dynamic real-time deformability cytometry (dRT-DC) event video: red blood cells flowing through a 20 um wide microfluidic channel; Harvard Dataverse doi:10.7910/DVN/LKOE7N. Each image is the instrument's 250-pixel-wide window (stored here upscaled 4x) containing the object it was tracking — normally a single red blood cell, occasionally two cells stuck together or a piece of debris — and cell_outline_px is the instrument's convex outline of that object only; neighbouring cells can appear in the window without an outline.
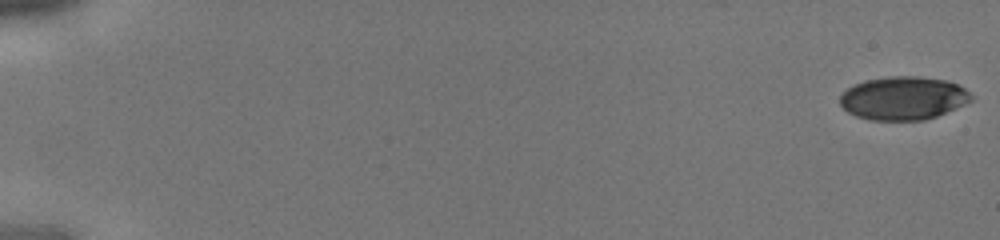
{"species": "human", "species_latin": "Homo sapiens", "temperature_condition": "cold", "stored_images_in_passage": 43, "camera_frame_rate_fps": 3000, "um_per_image_px": 0.085, "donor": {"sex": "male"}, "frame": {"image": 1, "passage_image": 1, "time_ms": 0.0, "image_size_px": [1000, 240], "cell_outline_px": [[972, 100], [964, 104], [936, 116], [924, 120], [868, 120], [856, 116], [848, 112], [840, 104], [840, 96], [848, 88], [864, 80], [892, 76], [916, 76], [948, 80], [960, 84], [972, 96]], "centroid_in_image_um": [76.78, 8.34], "position_along_channel_um": 8.2, "area_um2": 33.06}}
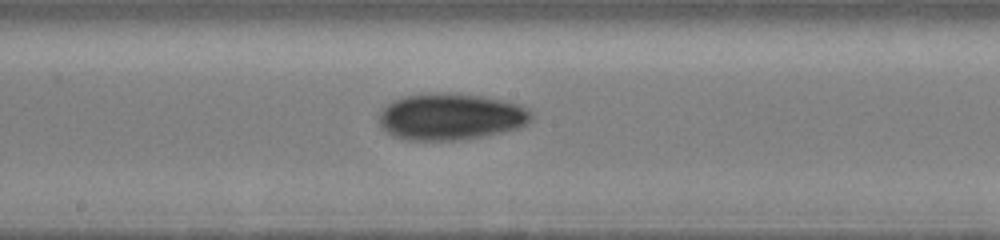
{"frame": {"image": 2, "passage_image": 25, "time_ms": 8.0, "image_size_px": [1000, 240], "cell_outline_px": [[532, 120], [528, 124], [520, 128], [504, 132], [456, 140], [404, 140], [392, 136], [380, 128], [380, 112], [392, 100], [404, 96], [428, 92], [448, 92], [480, 96], [520, 104], [528, 108], [532, 112]], "centroid_in_image_um": [38.31, 9.91], "position_along_channel_um": 209.9, "area_um2": 41.79}}
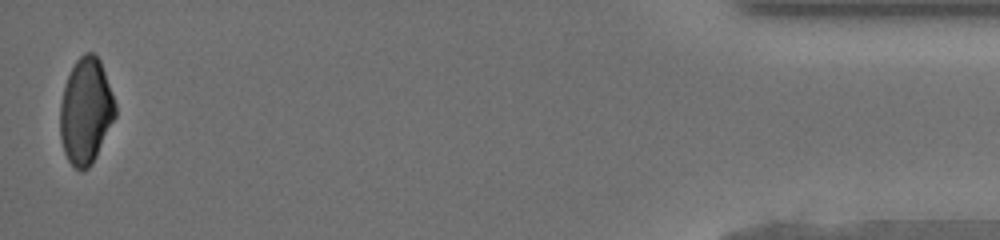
{"frame": {"image": 3, "passage_image": 43, "time_ms": 14.0, "image_size_px": [1000, 240], "cell_outline_px": [[116, 116], [92, 164], [88, 168], [80, 172], [68, 160], [64, 152], [60, 136], [60, 104], [64, 88], [68, 76], [76, 60], [84, 52], [92, 52], [100, 60], [116, 104]], "centroid_in_image_um": [7.29, 9.45], "position_along_channel_um": 427.9, "area_um2": 33.93}}